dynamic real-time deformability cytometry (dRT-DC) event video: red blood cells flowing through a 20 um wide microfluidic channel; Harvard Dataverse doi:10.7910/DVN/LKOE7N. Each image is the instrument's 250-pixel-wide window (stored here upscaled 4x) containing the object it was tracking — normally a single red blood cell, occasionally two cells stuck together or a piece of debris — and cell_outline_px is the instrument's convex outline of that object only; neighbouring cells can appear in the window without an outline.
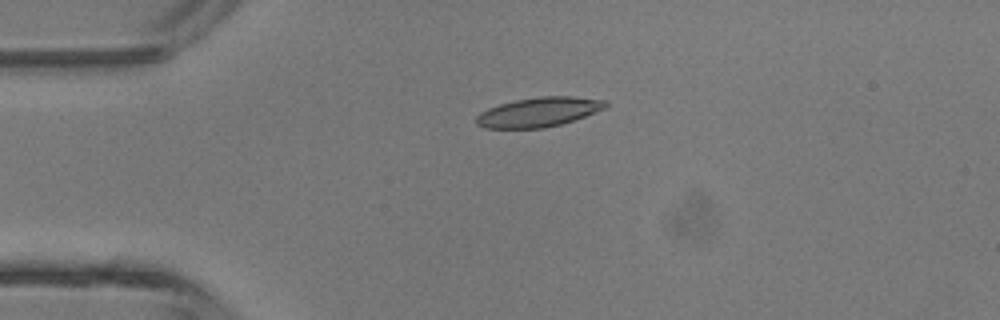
{"species": "common noctule bat (a hibernating species)", "species_latin": "Nyctalus noctula", "temperature_condition": "room temperature", "stored_images_in_passage": 2, "camera_frame_rate_fps": 3000, "um_per_image_px": 0.085, "animal": {"sex": "male", "body_mass_g": 13.3}, "frame": {"image": 1, "passage_image": 2, "time_ms": 1.333, "image_size_px": [1000, 320], "cell_outline_px": [[608, 104], [604, 108], [584, 116], [560, 124], [544, 128], [484, 128], [476, 124], [476, 116], [480, 112], [488, 108], [500, 104], [516, 100], [540, 96], [572, 96], [608, 100]], "centroid_in_image_um": [45.77, 9.52], "position_along_channel_um": 39.2, "area_um2": 22.08}}